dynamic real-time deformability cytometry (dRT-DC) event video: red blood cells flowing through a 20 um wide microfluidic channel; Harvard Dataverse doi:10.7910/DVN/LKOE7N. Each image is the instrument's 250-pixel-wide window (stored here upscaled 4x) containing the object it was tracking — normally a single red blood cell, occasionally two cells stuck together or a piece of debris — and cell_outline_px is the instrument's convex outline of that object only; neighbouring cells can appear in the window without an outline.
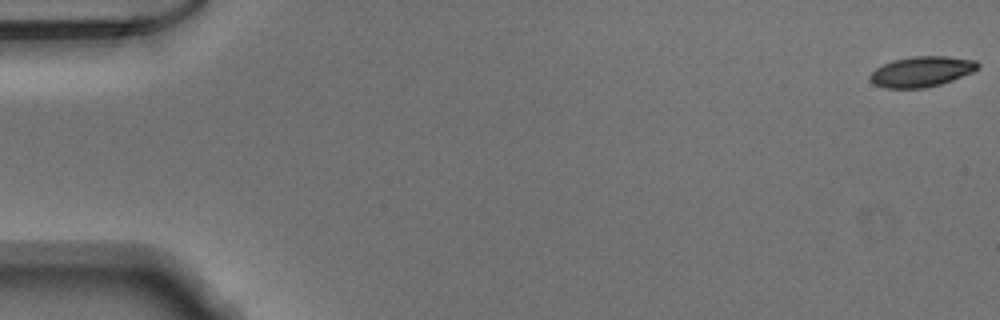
{"species": "Egyptian fruit bat (a non-hibernating species)", "species_latin": "Rousettus aegyptiacus", "temperature_condition": "warm", "stored_images_in_passage": 51, "camera_frame_rate_fps": 3000, "um_per_image_px": 0.085, "animal": {"sex": "male"}, "frame": {"image": 1, "passage_image": 1, "time_ms": 0.0, "image_size_px": [1000, 320], "cell_outline_px": [[980, 68], [972, 72], [952, 80], [940, 84], [924, 88], [884, 88], [876, 84], [868, 76], [876, 68], [892, 60], [912, 56], [948, 56], [976, 60], [980, 64]], "centroid_in_image_um": [78.36, 6.07], "position_along_channel_um": 6.6, "area_um2": 19.07}}
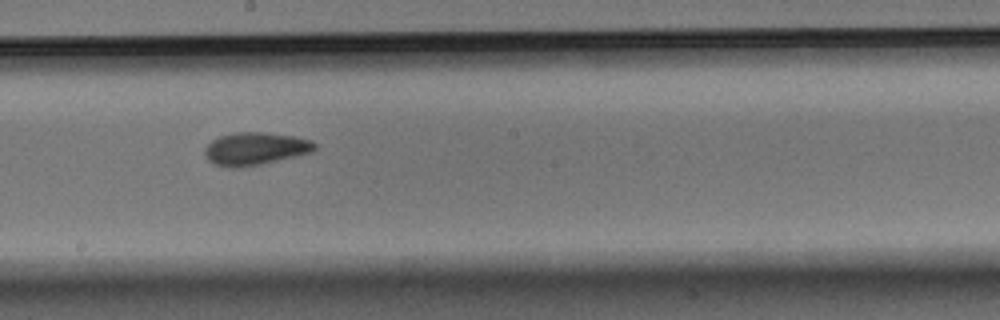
{"frame": {"image": 2, "passage_image": 29, "time_ms": 9.333, "image_size_px": [1000, 320], "cell_outline_px": [[316, 148], [312, 152], [244, 168], [228, 168], [216, 164], [208, 160], [204, 156], [204, 148], [212, 140], [220, 136], [236, 132], [264, 132], [296, 136], [312, 140], [316, 144]], "centroid_in_image_um": [21.69, 12.64], "position_along_channel_um": 226.5, "area_um2": 21.15}}
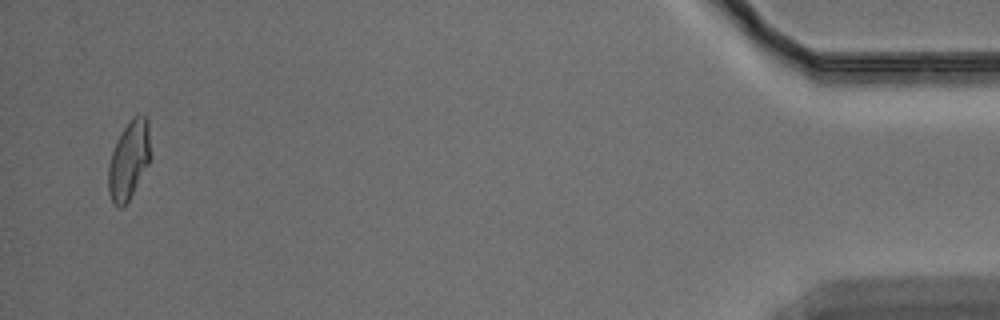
{"frame": {"image": 3, "passage_image": 50, "time_ms": 16.333, "image_size_px": [1000, 320], "cell_outline_px": [[148, 164], [128, 200], [120, 208], [112, 204], [108, 192], [108, 168], [112, 152], [124, 128], [132, 116], [140, 112], [148, 120]], "centroid_in_image_um": [10.92, 13.61], "position_along_channel_um": 424.3, "area_um2": 18.61}}